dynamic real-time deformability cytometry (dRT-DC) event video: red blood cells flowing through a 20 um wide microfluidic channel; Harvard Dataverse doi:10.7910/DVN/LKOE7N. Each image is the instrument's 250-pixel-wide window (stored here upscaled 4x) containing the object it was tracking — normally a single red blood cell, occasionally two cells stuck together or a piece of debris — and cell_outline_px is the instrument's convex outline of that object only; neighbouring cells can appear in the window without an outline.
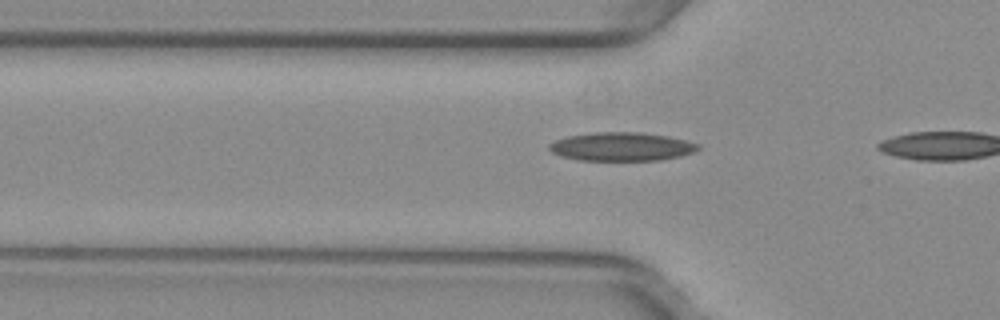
{"species": "common noctule bat (a hibernating species)", "species_latin": "Nyctalus noctula", "temperature_condition": "warm", "stored_images_in_passage": 4, "camera_frame_rate_fps": 3000, "um_per_image_px": 0.085, "animal": {"sex": "female", "body_mass_g": 29.2, "forearm_length_mm": 56.3}, "frame": {"image": 1, "passage_image": 3, "time_ms": 0.667, "image_size_px": [1000, 320], "cell_outline_px": [[700, 148], [696, 152], [680, 156], [660, 160], [580, 160], [564, 156], [552, 152], [548, 148], [548, 144], [556, 140], [568, 136], [592, 132], [640, 132], [668, 136], [700, 144]], "centroid_in_image_um": [52.87, 12.46], "position_along_channel_um": 72.9, "area_um2": 24.74}}